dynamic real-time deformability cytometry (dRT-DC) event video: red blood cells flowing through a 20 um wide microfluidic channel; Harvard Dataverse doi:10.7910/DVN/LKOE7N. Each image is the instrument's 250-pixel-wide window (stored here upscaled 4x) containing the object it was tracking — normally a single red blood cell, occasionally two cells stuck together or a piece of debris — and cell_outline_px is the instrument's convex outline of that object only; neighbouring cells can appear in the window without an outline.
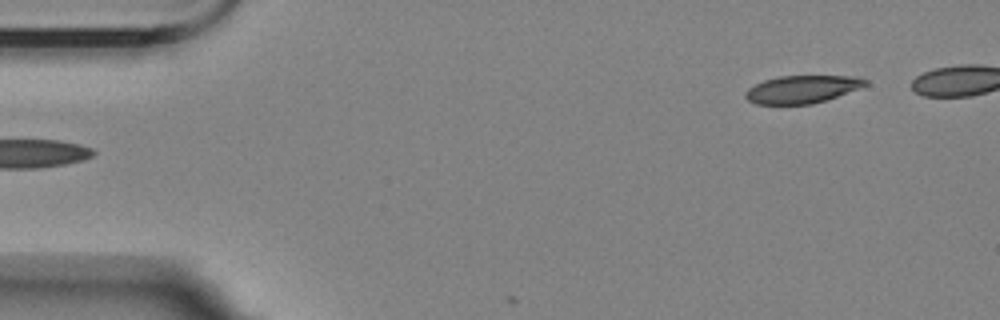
{"species": "Egyptian fruit bat (a non-hibernating species)", "species_latin": "Rousettus aegyptiacus", "temperature_condition": "room temperature", "stored_images_in_passage": 6, "camera_frame_rate_fps": 3000, "um_per_image_px": 0.085, "animal": {"sex": "female"}, "frame": {"image": 1, "passage_image": 1, "time_ms": 0.0, "image_size_px": [1000, 320], "cell_outline_px": [[868, 84], [836, 96], [812, 104], [756, 104], [748, 100], [744, 96], [748, 88], [764, 80], [780, 76], [860, 76], [868, 80]], "centroid_in_image_um": [68.16, 7.58], "position_along_channel_um": 16.8, "area_um2": 19.13}}
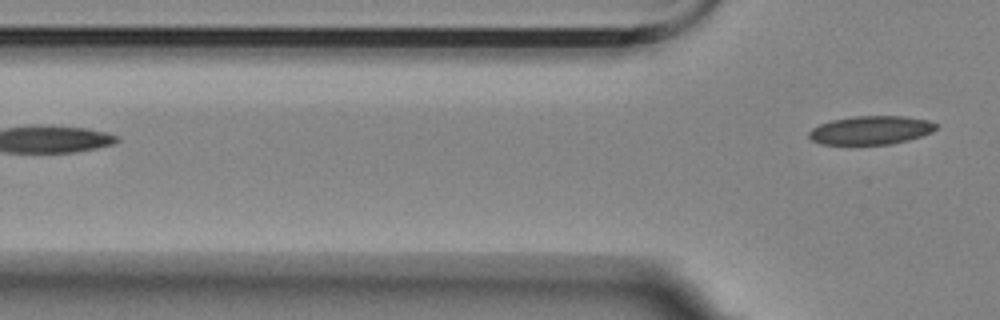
{"frame": {"image": 2, "passage_image": 6, "time_ms": 5.667, "image_size_px": [1000, 320], "cell_outline_px": [[936, 128], [932, 132], [908, 140], [888, 144], [820, 144], [812, 140], [808, 136], [808, 132], [812, 128], [820, 124], [832, 120], [856, 116], [904, 116], [928, 120], [936, 124]], "centroid_in_image_um": [74.0, 11.06], "position_along_channel_um": 51.8, "area_um2": 20.98}}